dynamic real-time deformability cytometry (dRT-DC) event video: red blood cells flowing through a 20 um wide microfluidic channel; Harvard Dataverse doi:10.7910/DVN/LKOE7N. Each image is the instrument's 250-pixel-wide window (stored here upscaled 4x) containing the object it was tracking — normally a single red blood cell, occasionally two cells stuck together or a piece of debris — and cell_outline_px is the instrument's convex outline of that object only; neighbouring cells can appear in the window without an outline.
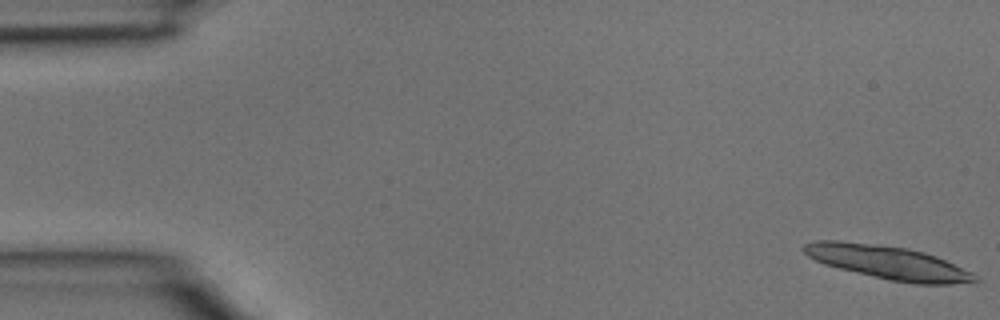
{"species": "common noctule bat (a hibernating species)", "species_latin": "Nyctalus noctula", "temperature_condition": "room temperature", "stored_images_in_passage": 3, "camera_frame_rate_fps": 3000, "um_per_image_px": 0.085, "animal": {"sex": "male", "body_mass_g": 15.6}, "frame": {"image": 1, "passage_image": 1, "time_ms": 0.0, "image_size_px": [1000, 320], "cell_outline_px": [[980, 280], [976, 284], [916, 284], [892, 280], [856, 272], [824, 264], [808, 256], [804, 252], [804, 244], [812, 240], [840, 240], [880, 244], [908, 248], [924, 252], [936, 256], [972, 272]], "centroid_in_image_um": [75.54, 22.3], "position_along_channel_um": 9.5, "area_um2": 33.52}}